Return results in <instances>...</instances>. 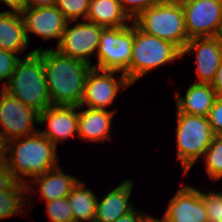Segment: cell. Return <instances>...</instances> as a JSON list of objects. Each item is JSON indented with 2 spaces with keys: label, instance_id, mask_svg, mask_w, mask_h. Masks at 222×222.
Wrapping results in <instances>:
<instances>
[{
  "label": "cell",
  "instance_id": "d590c367",
  "mask_svg": "<svg viewBox=\"0 0 222 222\" xmlns=\"http://www.w3.org/2000/svg\"><path fill=\"white\" fill-rule=\"evenodd\" d=\"M146 222H166L163 219H157L151 215H149L148 219L146 220Z\"/></svg>",
  "mask_w": 222,
  "mask_h": 222
},
{
  "label": "cell",
  "instance_id": "8d00e7d4",
  "mask_svg": "<svg viewBox=\"0 0 222 222\" xmlns=\"http://www.w3.org/2000/svg\"><path fill=\"white\" fill-rule=\"evenodd\" d=\"M219 38H220L221 41H222V30H221V32H220Z\"/></svg>",
  "mask_w": 222,
  "mask_h": 222
},
{
  "label": "cell",
  "instance_id": "7c38bea8",
  "mask_svg": "<svg viewBox=\"0 0 222 222\" xmlns=\"http://www.w3.org/2000/svg\"><path fill=\"white\" fill-rule=\"evenodd\" d=\"M20 13L24 20L28 42L30 41L29 33H33L44 40L58 39L57 46L60 44L68 21L55 5L23 8Z\"/></svg>",
  "mask_w": 222,
  "mask_h": 222
},
{
  "label": "cell",
  "instance_id": "cb8c5ba5",
  "mask_svg": "<svg viewBox=\"0 0 222 222\" xmlns=\"http://www.w3.org/2000/svg\"><path fill=\"white\" fill-rule=\"evenodd\" d=\"M203 159L208 178L222 179V135H215L211 144L206 149Z\"/></svg>",
  "mask_w": 222,
  "mask_h": 222
},
{
  "label": "cell",
  "instance_id": "5b68a950",
  "mask_svg": "<svg viewBox=\"0 0 222 222\" xmlns=\"http://www.w3.org/2000/svg\"><path fill=\"white\" fill-rule=\"evenodd\" d=\"M182 58V51L173 43L149 35L134 24V41L128 67V81L132 85L154 68Z\"/></svg>",
  "mask_w": 222,
  "mask_h": 222
},
{
  "label": "cell",
  "instance_id": "6da1fadb",
  "mask_svg": "<svg viewBox=\"0 0 222 222\" xmlns=\"http://www.w3.org/2000/svg\"><path fill=\"white\" fill-rule=\"evenodd\" d=\"M42 61L52 105L79 107L92 65L65 56L55 48L43 49Z\"/></svg>",
  "mask_w": 222,
  "mask_h": 222
},
{
  "label": "cell",
  "instance_id": "836d02e7",
  "mask_svg": "<svg viewBox=\"0 0 222 222\" xmlns=\"http://www.w3.org/2000/svg\"><path fill=\"white\" fill-rule=\"evenodd\" d=\"M56 0H24V8H39L54 6Z\"/></svg>",
  "mask_w": 222,
  "mask_h": 222
},
{
  "label": "cell",
  "instance_id": "8992f818",
  "mask_svg": "<svg viewBox=\"0 0 222 222\" xmlns=\"http://www.w3.org/2000/svg\"><path fill=\"white\" fill-rule=\"evenodd\" d=\"M177 160L186 175L195 162L204 155L215 134L207 117L177 113Z\"/></svg>",
  "mask_w": 222,
  "mask_h": 222
},
{
  "label": "cell",
  "instance_id": "5bb4252c",
  "mask_svg": "<svg viewBox=\"0 0 222 222\" xmlns=\"http://www.w3.org/2000/svg\"><path fill=\"white\" fill-rule=\"evenodd\" d=\"M78 106L51 105L39 113V125L47 122V130L39 132L56 147L72 136H78Z\"/></svg>",
  "mask_w": 222,
  "mask_h": 222
},
{
  "label": "cell",
  "instance_id": "8fae6325",
  "mask_svg": "<svg viewBox=\"0 0 222 222\" xmlns=\"http://www.w3.org/2000/svg\"><path fill=\"white\" fill-rule=\"evenodd\" d=\"M71 23L73 21L67 22L61 42L55 49L65 56L80 59L92 65L89 58L97 54L104 27L87 20L78 22L73 27H70Z\"/></svg>",
  "mask_w": 222,
  "mask_h": 222
},
{
  "label": "cell",
  "instance_id": "83f0119b",
  "mask_svg": "<svg viewBox=\"0 0 222 222\" xmlns=\"http://www.w3.org/2000/svg\"><path fill=\"white\" fill-rule=\"evenodd\" d=\"M21 59L16 53L4 51L0 48V82L7 79L3 83V87L10 81L12 73Z\"/></svg>",
  "mask_w": 222,
  "mask_h": 222
},
{
  "label": "cell",
  "instance_id": "4dcf8cb0",
  "mask_svg": "<svg viewBox=\"0 0 222 222\" xmlns=\"http://www.w3.org/2000/svg\"><path fill=\"white\" fill-rule=\"evenodd\" d=\"M17 179L6 164L0 166V192L10 190L16 183Z\"/></svg>",
  "mask_w": 222,
  "mask_h": 222
},
{
  "label": "cell",
  "instance_id": "52a82bcc",
  "mask_svg": "<svg viewBox=\"0 0 222 222\" xmlns=\"http://www.w3.org/2000/svg\"><path fill=\"white\" fill-rule=\"evenodd\" d=\"M133 41V22L126 27L103 28L96 54L97 63L92 67L118 71L124 73L128 79Z\"/></svg>",
  "mask_w": 222,
  "mask_h": 222
},
{
  "label": "cell",
  "instance_id": "3957f363",
  "mask_svg": "<svg viewBox=\"0 0 222 222\" xmlns=\"http://www.w3.org/2000/svg\"><path fill=\"white\" fill-rule=\"evenodd\" d=\"M2 89L39 113L52 105L45 79L41 47L28 52L18 62L10 81Z\"/></svg>",
  "mask_w": 222,
  "mask_h": 222
},
{
  "label": "cell",
  "instance_id": "4316f807",
  "mask_svg": "<svg viewBox=\"0 0 222 222\" xmlns=\"http://www.w3.org/2000/svg\"><path fill=\"white\" fill-rule=\"evenodd\" d=\"M202 199L209 222H220L222 220V192H202Z\"/></svg>",
  "mask_w": 222,
  "mask_h": 222
},
{
  "label": "cell",
  "instance_id": "9a60e30c",
  "mask_svg": "<svg viewBox=\"0 0 222 222\" xmlns=\"http://www.w3.org/2000/svg\"><path fill=\"white\" fill-rule=\"evenodd\" d=\"M195 52L197 76L195 83H212L221 57L222 41L219 36L190 39L182 49V57Z\"/></svg>",
  "mask_w": 222,
  "mask_h": 222
},
{
  "label": "cell",
  "instance_id": "d4e9b609",
  "mask_svg": "<svg viewBox=\"0 0 222 222\" xmlns=\"http://www.w3.org/2000/svg\"><path fill=\"white\" fill-rule=\"evenodd\" d=\"M90 0H56L55 6L62 12L65 19L77 21L80 17L86 20Z\"/></svg>",
  "mask_w": 222,
  "mask_h": 222
},
{
  "label": "cell",
  "instance_id": "7402d4cb",
  "mask_svg": "<svg viewBox=\"0 0 222 222\" xmlns=\"http://www.w3.org/2000/svg\"><path fill=\"white\" fill-rule=\"evenodd\" d=\"M67 199L73 213V222H94L98 198L86 188L85 183L79 180Z\"/></svg>",
  "mask_w": 222,
  "mask_h": 222
},
{
  "label": "cell",
  "instance_id": "9c48e42d",
  "mask_svg": "<svg viewBox=\"0 0 222 222\" xmlns=\"http://www.w3.org/2000/svg\"><path fill=\"white\" fill-rule=\"evenodd\" d=\"M39 124V112L0 89V134L6 142L33 135Z\"/></svg>",
  "mask_w": 222,
  "mask_h": 222
},
{
  "label": "cell",
  "instance_id": "e0dca14e",
  "mask_svg": "<svg viewBox=\"0 0 222 222\" xmlns=\"http://www.w3.org/2000/svg\"><path fill=\"white\" fill-rule=\"evenodd\" d=\"M133 185V180L127 179L108 192L101 201L97 200L94 222H114L133 210L134 205L129 200Z\"/></svg>",
  "mask_w": 222,
  "mask_h": 222
},
{
  "label": "cell",
  "instance_id": "44dd1931",
  "mask_svg": "<svg viewBox=\"0 0 222 222\" xmlns=\"http://www.w3.org/2000/svg\"><path fill=\"white\" fill-rule=\"evenodd\" d=\"M86 20L104 28L126 27L132 22L118 0H90Z\"/></svg>",
  "mask_w": 222,
  "mask_h": 222
},
{
  "label": "cell",
  "instance_id": "7a4b0ae2",
  "mask_svg": "<svg viewBox=\"0 0 222 222\" xmlns=\"http://www.w3.org/2000/svg\"><path fill=\"white\" fill-rule=\"evenodd\" d=\"M5 164L18 182L27 185L35 177L59 166L57 147L40 132L13 139L6 143Z\"/></svg>",
  "mask_w": 222,
  "mask_h": 222
},
{
  "label": "cell",
  "instance_id": "f546056e",
  "mask_svg": "<svg viewBox=\"0 0 222 222\" xmlns=\"http://www.w3.org/2000/svg\"><path fill=\"white\" fill-rule=\"evenodd\" d=\"M215 135H222V96H218L207 116Z\"/></svg>",
  "mask_w": 222,
  "mask_h": 222
},
{
  "label": "cell",
  "instance_id": "d6a6232c",
  "mask_svg": "<svg viewBox=\"0 0 222 222\" xmlns=\"http://www.w3.org/2000/svg\"><path fill=\"white\" fill-rule=\"evenodd\" d=\"M211 86L215 90L217 96H222V57H221L215 78L211 83Z\"/></svg>",
  "mask_w": 222,
  "mask_h": 222
},
{
  "label": "cell",
  "instance_id": "d6986e66",
  "mask_svg": "<svg viewBox=\"0 0 222 222\" xmlns=\"http://www.w3.org/2000/svg\"><path fill=\"white\" fill-rule=\"evenodd\" d=\"M217 94L210 83H191L183 97L176 93L177 113L207 117Z\"/></svg>",
  "mask_w": 222,
  "mask_h": 222
},
{
  "label": "cell",
  "instance_id": "ffe728a7",
  "mask_svg": "<svg viewBox=\"0 0 222 222\" xmlns=\"http://www.w3.org/2000/svg\"><path fill=\"white\" fill-rule=\"evenodd\" d=\"M25 24L20 12H0V48L21 54L28 48Z\"/></svg>",
  "mask_w": 222,
  "mask_h": 222
},
{
  "label": "cell",
  "instance_id": "2e32d148",
  "mask_svg": "<svg viewBox=\"0 0 222 222\" xmlns=\"http://www.w3.org/2000/svg\"><path fill=\"white\" fill-rule=\"evenodd\" d=\"M79 179L72 175L65 174L61 166H57L43 175L35 177L27 184V207L30 206V199L34 191L32 184L39 186V193L45 202H50L57 198L67 197ZM30 183V185H29ZM32 191V192H31ZM30 197V198H29Z\"/></svg>",
  "mask_w": 222,
  "mask_h": 222
},
{
  "label": "cell",
  "instance_id": "277c9868",
  "mask_svg": "<svg viewBox=\"0 0 222 222\" xmlns=\"http://www.w3.org/2000/svg\"><path fill=\"white\" fill-rule=\"evenodd\" d=\"M132 22L141 31L169 41L181 51L189 41L180 0H160Z\"/></svg>",
  "mask_w": 222,
  "mask_h": 222
},
{
  "label": "cell",
  "instance_id": "603a6c76",
  "mask_svg": "<svg viewBox=\"0 0 222 222\" xmlns=\"http://www.w3.org/2000/svg\"><path fill=\"white\" fill-rule=\"evenodd\" d=\"M27 185L17 182L10 190L0 192V220L19 216L27 205Z\"/></svg>",
  "mask_w": 222,
  "mask_h": 222
},
{
  "label": "cell",
  "instance_id": "484cf974",
  "mask_svg": "<svg viewBox=\"0 0 222 222\" xmlns=\"http://www.w3.org/2000/svg\"><path fill=\"white\" fill-rule=\"evenodd\" d=\"M50 222H73V213L67 197L45 202Z\"/></svg>",
  "mask_w": 222,
  "mask_h": 222
},
{
  "label": "cell",
  "instance_id": "ac0fdd59",
  "mask_svg": "<svg viewBox=\"0 0 222 222\" xmlns=\"http://www.w3.org/2000/svg\"><path fill=\"white\" fill-rule=\"evenodd\" d=\"M114 110L86 108L78 111V137L88 142H105L111 138Z\"/></svg>",
  "mask_w": 222,
  "mask_h": 222
},
{
  "label": "cell",
  "instance_id": "4fadbf2b",
  "mask_svg": "<svg viewBox=\"0 0 222 222\" xmlns=\"http://www.w3.org/2000/svg\"><path fill=\"white\" fill-rule=\"evenodd\" d=\"M166 222H209L202 191L190 185L177 190L162 217Z\"/></svg>",
  "mask_w": 222,
  "mask_h": 222
},
{
  "label": "cell",
  "instance_id": "e575fe53",
  "mask_svg": "<svg viewBox=\"0 0 222 222\" xmlns=\"http://www.w3.org/2000/svg\"><path fill=\"white\" fill-rule=\"evenodd\" d=\"M4 2L9 8L10 11L21 12L24 8V0H0Z\"/></svg>",
  "mask_w": 222,
  "mask_h": 222
},
{
  "label": "cell",
  "instance_id": "f1b7e54d",
  "mask_svg": "<svg viewBox=\"0 0 222 222\" xmlns=\"http://www.w3.org/2000/svg\"><path fill=\"white\" fill-rule=\"evenodd\" d=\"M122 10L133 21L139 14L146 9L157 4L160 0H118Z\"/></svg>",
  "mask_w": 222,
  "mask_h": 222
},
{
  "label": "cell",
  "instance_id": "ba28073f",
  "mask_svg": "<svg viewBox=\"0 0 222 222\" xmlns=\"http://www.w3.org/2000/svg\"><path fill=\"white\" fill-rule=\"evenodd\" d=\"M190 39L216 37L222 30V0H180Z\"/></svg>",
  "mask_w": 222,
  "mask_h": 222
},
{
  "label": "cell",
  "instance_id": "30bf717a",
  "mask_svg": "<svg viewBox=\"0 0 222 222\" xmlns=\"http://www.w3.org/2000/svg\"><path fill=\"white\" fill-rule=\"evenodd\" d=\"M120 73L119 79H115V75ZM131 86L124 73L113 70H102L91 67L87 74L83 99L79 108L84 105L93 109L107 110L115 100L118 93Z\"/></svg>",
  "mask_w": 222,
  "mask_h": 222
},
{
  "label": "cell",
  "instance_id": "1f68e13d",
  "mask_svg": "<svg viewBox=\"0 0 222 222\" xmlns=\"http://www.w3.org/2000/svg\"><path fill=\"white\" fill-rule=\"evenodd\" d=\"M148 217L149 215L146 216L145 214L142 213V211L133 209L127 214L119 217L114 222H146Z\"/></svg>",
  "mask_w": 222,
  "mask_h": 222
}]
</instances>
